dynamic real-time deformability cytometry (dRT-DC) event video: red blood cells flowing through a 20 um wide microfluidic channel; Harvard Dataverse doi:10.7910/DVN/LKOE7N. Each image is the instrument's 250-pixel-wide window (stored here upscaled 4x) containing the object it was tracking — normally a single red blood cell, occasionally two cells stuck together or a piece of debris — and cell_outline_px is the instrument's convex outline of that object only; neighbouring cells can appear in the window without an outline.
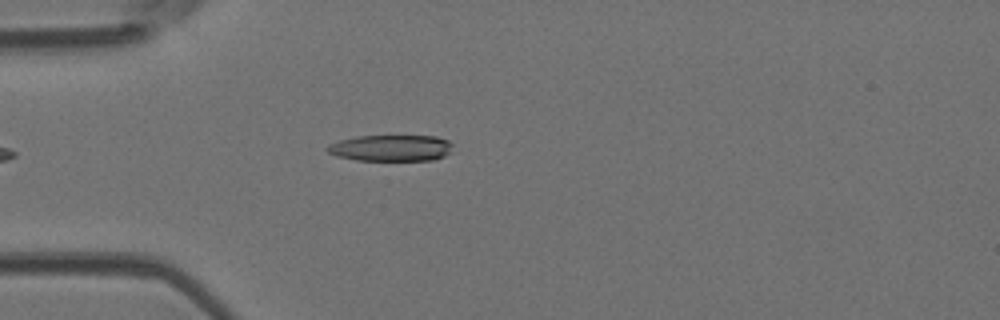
{"species": "Egyptian fruit bat (a non-hibernating species)", "species_latin": "Rousettus aegyptiacus", "temperature_condition": "room temperature", "stored_images_in_passage": 4, "camera_frame_rate_fps": 3000, "um_per_image_px": 0.085, "animal": {"sex": "female"}, "frame": {"image": 1, "passage_image": 4, "time_ms": 1.0, "image_size_px": [1000, 320], "cell_outline_px": [[452, 144], [448, 152], [444, 156], [432, 160], [356, 160], [336, 156], [328, 152], [324, 148], [328, 144], [340, 140], [356, 136], [436, 136], [448, 140]], "centroid_in_image_um": [33.18, 12.58], "position_along_channel_um": 51.8, "area_um2": 19.19}}